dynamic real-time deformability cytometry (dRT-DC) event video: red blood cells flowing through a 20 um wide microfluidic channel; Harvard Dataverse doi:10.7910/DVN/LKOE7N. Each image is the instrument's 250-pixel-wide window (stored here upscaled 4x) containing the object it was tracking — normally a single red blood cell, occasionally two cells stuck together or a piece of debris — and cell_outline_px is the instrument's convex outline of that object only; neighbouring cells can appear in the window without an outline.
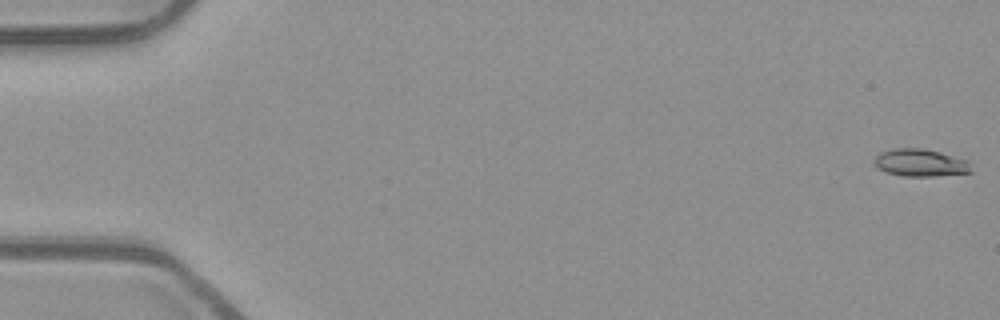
{"species": "common noctule bat (a hibernating species)", "species_latin": "Nyctalus noctula", "temperature_condition": "room temperature", "stored_images_in_passage": 54, "camera_frame_rate_fps": 3000, "um_per_image_px": 0.085, "animal": {"sex": "male", "body_mass_g": 23.1, "forearm_length_mm": 52.7}, "frame": {"image": 1, "passage_image": 1, "time_ms": 0.0, "image_size_px": [1000, 320], "cell_outline_px": [[972, 172], [936, 176], [904, 176], [884, 172], [876, 168], [872, 164], [872, 160], [880, 152], [892, 148], [924, 148], [940, 152], [968, 160]], "centroid_in_image_um": [78.17, 13.83], "position_along_channel_um": 6.8, "area_um2": 15.78}}
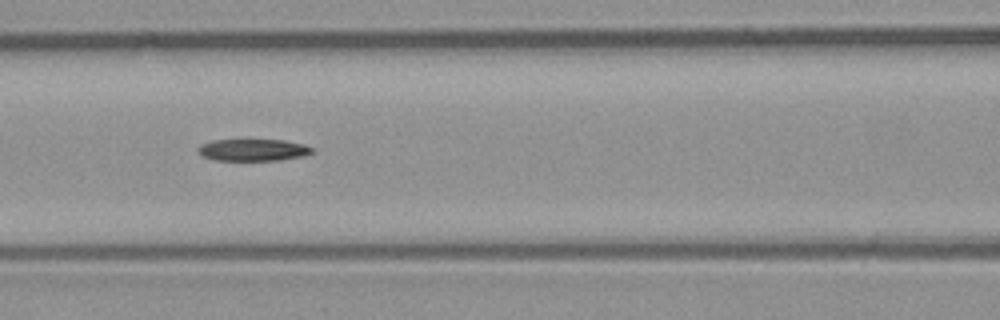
{"frame": {"image": 2, "passage_image": 24, "time_ms": 7.667, "image_size_px": [1000, 320], "cell_outline_px": [[316, 152], [304, 156], [280, 160], [212, 160], [200, 156], [196, 148], [200, 144], [212, 140], [284, 140], [304, 144], [312, 148]], "centroid_in_image_um": [21.49, 12.75], "position_along_channel_um": 145.1, "area_um2": 14.8}}
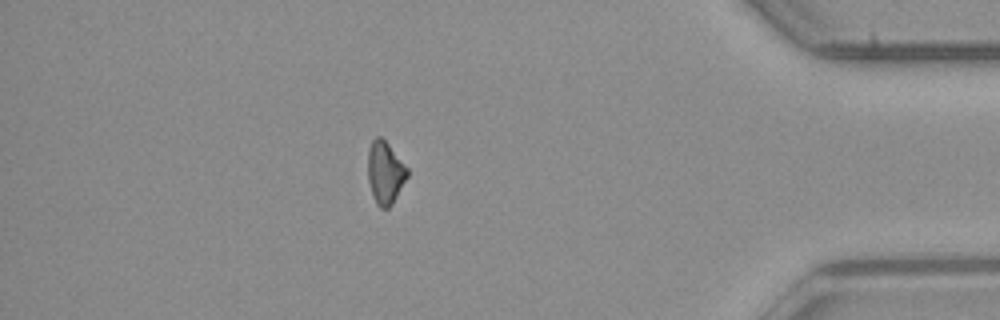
{"frame": {"image": 3, "passage_image": 47, "time_ms": 15.333, "image_size_px": [1000, 320], "cell_outline_px": [[408, 176], [392, 204], [388, 208], [380, 208], [376, 204], [372, 196], [368, 180], [368, 148], [372, 140], [376, 136], [380, 136], [388, 144], [408, 168]], "centroid_in_image_um": [32.72, 14.68], "position_along_channel_um": 402.5, "area_um2": 14.39}}